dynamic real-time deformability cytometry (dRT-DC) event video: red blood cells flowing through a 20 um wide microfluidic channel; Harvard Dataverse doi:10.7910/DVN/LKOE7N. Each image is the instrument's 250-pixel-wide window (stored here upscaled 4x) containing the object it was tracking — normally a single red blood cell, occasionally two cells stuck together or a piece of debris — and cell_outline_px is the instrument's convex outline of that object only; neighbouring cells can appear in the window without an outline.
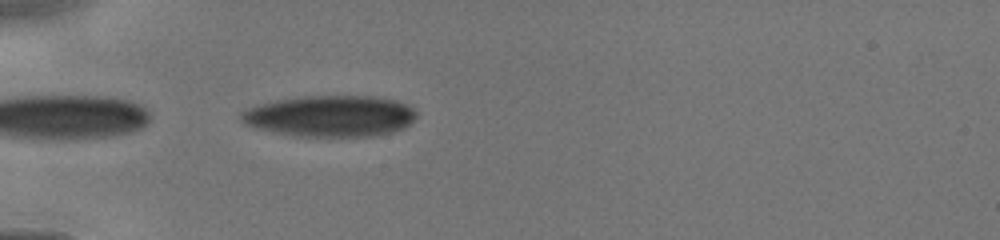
{"species": "human", "species_latin": "Homo sapiens", "temperature_condition": "cold", "stored_images_in_passage": 16, "camera_frame_rate_fps": 3000, "um_per_image_px": 0.085, "donor": {"sex": "male"}, "frame": {"image": 1, "passage_image": 2, "time_ms": 0.333, "image_size_px": [1000, 240], "cell_outline_px": [[416, 116], [404, 128], [392, 132], [376, 136], [292, 136], [252, 128], [244, 124], [240, 120], [240, 112], [248, 108], [260, 104], [276, 100], [300, 96], [372, 96], [396, 100], [412, 108], [416, 112]], "centroid_in_image_um": [28.01, 9.87], "position_along_channel_um": 57.0, "area_um2": 42.37}}
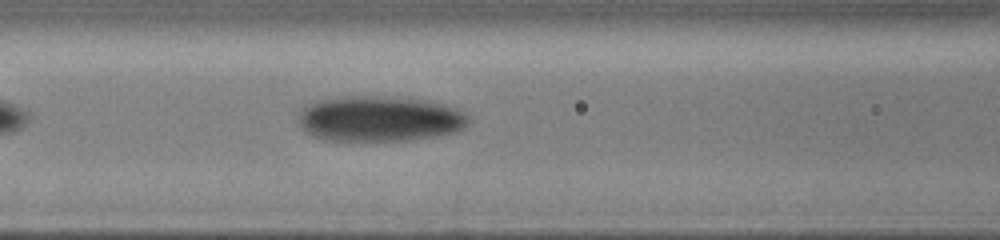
{"frame": {"image": 2, "passage_image": 8, "time_ms": 2.333, "image_size_px": [1000, 240], "cell_outline_px": [[468, 124], [464, 128], [456, 132], [436, 136], [408, 140], [324, 140], [312, 136], [304, 132], [300, 128], [300, 112], [304, 108], [316, 100], [348, 96], [392, 96], [428, 100], [444, 104], [456, 108], [464, 112], [468, 116]], "centroid_in_image_um": [32.28, 10.09], "position_along_channel_um": 134.3, "area_um2": 45.37}}
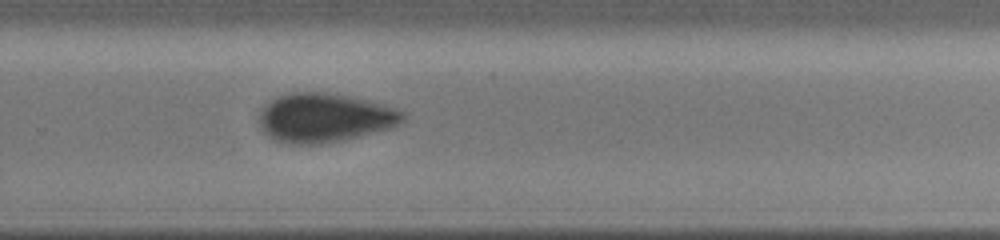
{"frame": {"image": 3, "passage_image": 16, "time_ms": 6.0, "image_size_px": [1000, 240], "cell_outline_px": [[408, 112], [404, 124], [392, 128], [340, 140], [320, 144], [288, 144], [276, 140], [268, 136], [260, 128], [256, 120], [260, 108], [264, 104], [276, 96], [288, 92], [328, 92], [368, 100], [384, 104]], "centroid_in_image_um": [27.58, 9.99], "position_along_channel_um": 302.2, "area_um2": 41.96}}